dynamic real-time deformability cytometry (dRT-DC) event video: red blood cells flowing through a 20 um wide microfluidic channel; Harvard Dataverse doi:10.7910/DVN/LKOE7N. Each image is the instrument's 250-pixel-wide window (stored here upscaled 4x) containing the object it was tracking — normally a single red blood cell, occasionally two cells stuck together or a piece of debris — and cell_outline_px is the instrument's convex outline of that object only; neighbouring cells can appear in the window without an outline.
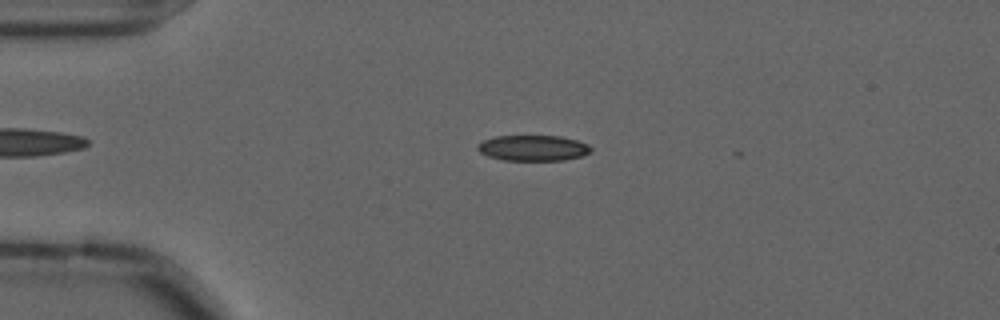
{"species": "common noctule bat (a hibernating species)", "species_latin": "Nyctalus noctula", "temperature_condition": "cold", "stored_images_in_passage": 14, "camera_frame_rate_fps": 3000, "um_per_image_px": 0.085, "animal": {"sex": "male", "forearm_length_mm": 52.5}, "frame": {"image": 1, "passage_image": 13, "time_ms": 4.0, "image_size_px": [1000, 320], "cell_outline_px": [[592, 152], [580, 156], [564, 160], [504, 160], [488, 156], [480, 152], [476, 148], [476, 144], [484, 140], [496, 136], [560, 136], [576, 140], [588, 144], [592, 148]], "centroid_in_image_um": [45.31, 12.58], "position_along_channel_um": 39.7, "area_um2": 16.94}}